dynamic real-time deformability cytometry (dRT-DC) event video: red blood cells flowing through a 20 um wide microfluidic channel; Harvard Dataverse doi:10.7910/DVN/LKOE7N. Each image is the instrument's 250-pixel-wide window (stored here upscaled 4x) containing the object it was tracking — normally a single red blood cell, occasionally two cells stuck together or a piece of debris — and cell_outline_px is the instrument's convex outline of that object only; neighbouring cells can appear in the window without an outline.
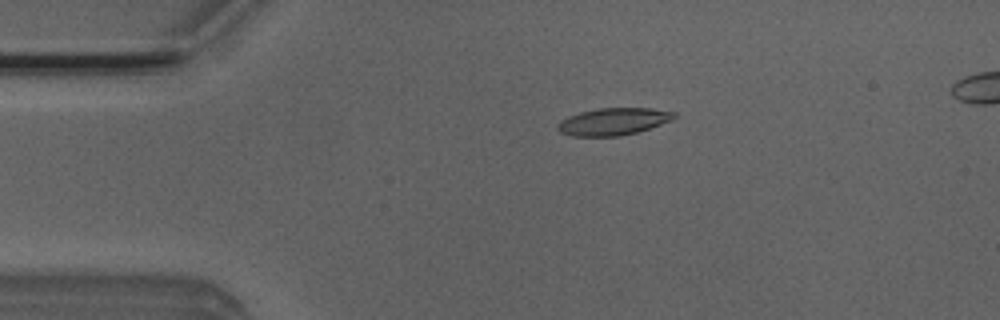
{"species": "Egyptian fruit bat (a non-hibernating species)", "species_latin": "Rousettus aegyptiacus", "temperature_condition": "room temperature", "stored_images_in_passage": 40, "camera_frame_rate_fps": 3000, "um_per_image_px": 0.085, "animal": {"sex": "male"}, "frame": {"image": 1, "passage_image": 4, "time_ms": 1.0, "image_size_px": [1000, 320], "cell_outline_px": [[676, 116], [672, 120], [636, 132], [620, 136], [572, 136], [560, 132], [556, 128], [556, 124], [560, 120], [568, 116], [580, 112], [596, 108], [652, 108], [676, 112]], "centroid_in_image_um": [52.09, 10.32], "position_along_channel_um": 32.9, "area_um2": 18.5}}
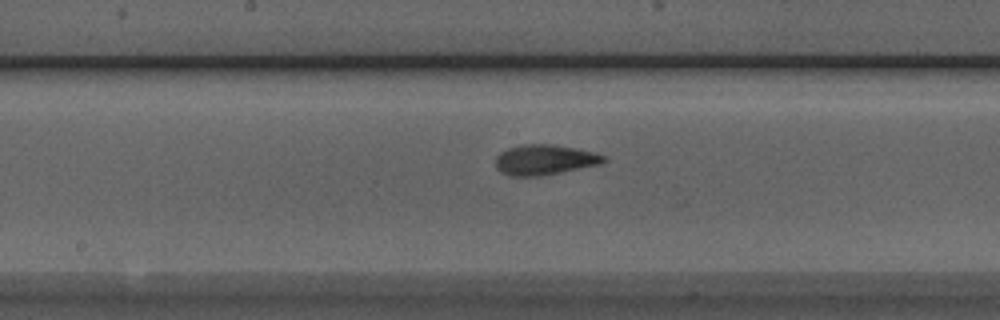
{"frame": {"image": 2, "passage_image": 20, "time_ms": 6.333, "image_size_px": [1000, 320], "cell_outline_px": [[608, 160], [600, 164], [540, 176], [508, 176], [500, 172], [496, 168], [496, 156], [500, 152], [508, 148], [524, 144], [552, 144], [576, 148], [608, 156]], "centroid_in_image_um": [46.28, 13.58], "position_along_channel_um": 201.9, "area_um2": 19.13}}
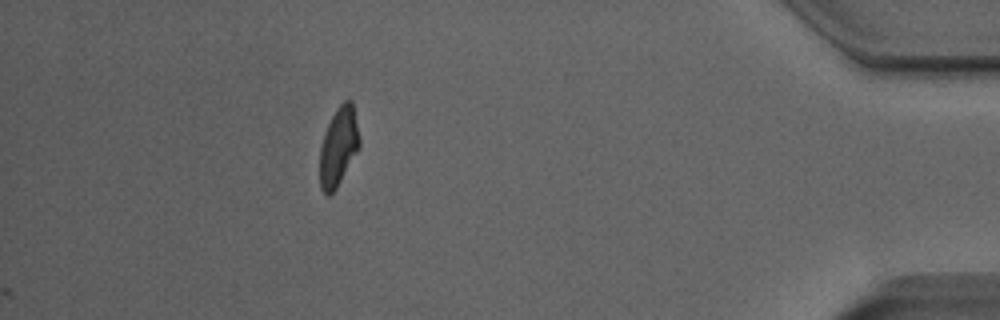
{"frame": {"image": 3, "passage_image": 40, "time_ms": 13.0, "image_size_px": [1000, 320], "cell_outline_px": [[360, 144], [336, 188], [328, 196], [320, 188], [320, 148], [328, 124], [336, 108], [344, 100], [352, 100], [360, 140]], "centroid_in_image_um": [28.76, 12.43], "position_along_channel_um": 406.4, "area_um2": 17.69}, "authors_computed_cell_mechanics": {"area_um2": 18.5827, "velocity_mm_per_s": 3.9257, "shape_relaxation_time_tau1_ms": 3.1332, "shape_relaxation_time_tau2_ms": 2.026, "deformation_change_tau1": 0.1662, "deformation_change_tau2": 0.0731}}